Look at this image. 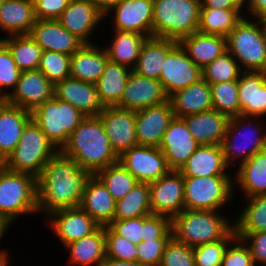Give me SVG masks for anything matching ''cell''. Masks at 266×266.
<instances>
[{
	"label": "cell",
	"instance_id": "obj_1",
	"mask_svg": "<svg viewBox=\"0 0 266 266\" xmlns=\"http://www.w3.org/2000/svg\"><path fill=\"white\" fill-rule=\"evenodd\" d=\"M90 177L89 172L59 151L37 178L38 214L45 218L56 210L79 207Z\"/></svg>",
	"mask_w": 266,
	"mask_h": 266
},
{
	"label": "cell",
	"instance_id": "obj_2",
	"mask_svg": "<svg viewBox=\"0 0 266 266\" xmlns=\"http://www.w3.org/2000/svg\"><path fill=\"white\" fill-rule=\"evenodd\" d=\"M60 152L91 175L118 162L99 116H86L69 135Z\"/></svg>",
	"mask_w": 266,
	"mask_h": 266
},
{
	"label": "cell",
	"instance_id": "obj_3",
	"mask_svg": "<svg viewBox=\"0 0 266 266\" xmlns=\"http://www.w3.org/2000/svg\"><path fill=\"white\" fill-rule=\"evenodd\" d=\"M223 212L184 209L171 218L172 237L190 247L222 240L234 229L233 216Z\"/></svg>",
	"mask_w": 266,
	"mask_h": 266
},
{
	"label": "cell",
	"instance_id": "obj_4",
	"mask_svg": "<svg viewBox=\"0 0 266 266\" xmlns=\"http://www.w3.org/2000/svg\"><path fill=\"white\" fill-rule=\"evenodd\" d=\"M266 119L252 116L229 118L221 143L227 166L236 170L257 152L266 149Z\"/></svg>",
	"mask_w": 266,
	"mask_h": 266
},
{
	"label": "cell",
	"instance_id": "obj_5",
	"mask_svg": "<svg viewBox=\"0 0 266 266\" xmlns=\"http://www.w3.org/2000/svg\"><path fill=\"white\" fill-rule=\"evenodd\" d=\"M201 0H153V37L180 42L198 31Z\"/></svg>",
	"mask_w": 266,
	"mask_h": 266
},
{
	"label": "cell",
	"instance_id": "obj_6",
	"mask_svg": "<svg viewBox=\"0 0 266 266\" xmlns=\"http://www.w3.org/2000/svg\"><path fill=\"white\" fill-rule=\"evenodd\" d=\"M226 47L242 71L266 72L264 20L244 16L226 36Z\"/></svg>",
	"mask_w": 266,
	"mask_h": 266
},
{
	"label": "cell",
	"instance_id": "obj_7",
	"mask_svg": "<svg viewBox=\"0 0 266 266\" xmlns=\"http://www.w3.org/2000/svg\"><path fill=\"white\" fill-rule=\"evenodd\" d=\"M38 215L37 178L4 168L0 172V218L10 227L20 217Z\"/></svg>",
	"mask_w": 266,
	"mask_h": 266
},
{
	"label": "cell",
	"instance_id": "obj_8",
	"mask_svg": "<svg viewBox=\"0 0 266 266\" xmlns=\"http://www.w3.org/2000/svg\"><path fill=\"white\" fill-rule=\"evenodd\" d=\"M59 151L31 119L24 127L18 145L5 159V168L38 178L45 164Z\"/></svg>",
	"mask_w": 266,
	"mask_h": 266
},
{
	"label": "cell",
	"instance_id": "obj_9",
	"mask_svg": "<svg viewBox=\"0 0 266 266\" xmlns=\"http://www.w3.org/2000/svg\"><path fill=\"white\" fill-rule=\"evenodd\" d=\"M234 199L233 176L184 178V209L225 211Z\"/></svg>",
	"mask_w": 266,
	"mask_h": 266
},
{
	"label": "cell",
	"instance_id": "obj_10",
	"mask_svg": "<svg viewBox=\"0 0 266 266\" xmlns=\"http://www.w3.org/2000/svg\"><path fill=\"white\" fill-rule=\"evenodd\" d=\"M31 115L41 131L59 150L86 117L70 103L59 100L54 95L32 111Z\"/></svg>",
	"mask_w": 266,
	"mask_h": 266
},
{
	"label": "cell",
	"instance_id": "obj_11",
	"mask_svg": "<svg viewBox=\"0 0 266 266\" xmlns=\"http://www.w3.org/2000/svg\"><path fill=\"white\" fill-rule=\"evenodd\" d=\"M112 30L135 32L153 37V0H120L105 16ZM111 17V18H110ZM112 21V22H111ZM105 28V29H104Z\"/></svg>",
	"mask_w": 266,
	"mask_h": 266
},
{
	"label": "cell",
	"instance_id": "obj_12",
	"mask_svg": "<svg viewBox=\"0 0 266 266\" xmlns=\"http://www.w3.org/2000/svg\"><path fill=\"white\" fill-rule=\"evenodd\" d=\"M118 161L138 182L142 183L155 182L171 170L158 147L137 145L124 151L118 157Z\"/></svg>",
	"mask_w": 266,
	"mask_h": 266
},
{
	"label": "cell",
	"instance_id": "obj_13",
	"mask_svg": "<svg viewBox=\"0 0 266 266\" xmlns=\"http://www.w3.org/2000/svg\"><path fill=\"white\" fill-rule=\"evenodd\" d=\"M161 67L159 81L168 96L202 79V69L189 58L180 43L167 53Z\"/></svg>",
	"mask_w": 266,
	"mask_h": 266
},
{
	"label": "cell",
	"instance_id": "obj_14",
	"mask_svg": "<svg viewBox=\"0 0 266 266\" xmlns=\"http://www.w3.org/2000/svg\"><path fill=\"white\" fill-rule=\"evenodd\" d=\"M57 20L85 44L97 43L96 35L102 30L101 25L106 23L103 14L87 0L70 1Z\"/></svg>",
	"mask_w": 266,
	"mask_h": 266
},
{
	"label": "cell",
	"instance_id": "obj_15",
	"mask_svg": "<svg viewBox=\"0 0 266 266\" xmlns=\"http://www.w3.org/2000/svg\"><path fill=\"white\" fill-rule=\"evenodd\" d=\"M150 206L153 214L172 218L184 210V177L178 170L149 184Z\"/></svg>",
	"mask_w": 266,
	"mask_h": 266
},
{
	"label": "cell",
	"instance_id": "obj_16",
	"mask_svg": "<svg viewBox=\"0 0 266 266\" xmlns=\"http://www.w3.org/2000/svg\"><path fill=\"white\" fill-rule=\"evenodd\" d=\"M44 219L49 223L46 226H50V231L63 247L90 235L100 227L80 207L56 210Z\"/></svg>",
	"mask_w": 266,
	"mask_h": 266
},
{
	"label": "cell",
	"instance_id": "obj_17",
	"mask_svg": "<svg viewBox=\"0 0 266 266\" xmlns=\"http://www.w3.org/2000/svg\"><path fill=\"white\" fill-rule=\"evenodd\" d=\"M54 95V85L40 70L22 71L16 86L4 99L10 105L34 111Z\"/></svg>",
	"mask_w": 266,
	"mask_h": 266
},
{
	"label": "cell",
	"instance_id": "obj_18",
	"mask_svg": "<svg viewBox=\"0 0 266 266\" xmlns=\"http://www.w3.org/2000/svg\"><path fill=\"white\" fill-rule=\"evenodd\" d=\"M115 154L119 157L124 151L138 145L136 140V111L117 106L105 107L98 115Z\"/></svg>",
	"mask_w": 266,
	"mask_h": 266
},
{
	"label": "cell",
	"instance_id": "obj_19",
	"mask_svg": "<svg viewBox=\"0 0 266 266\" xmlns=\"http://www.w3.org/2000/svg\"><path fill=\"white\" fill-rule=\"evenodd\" d=\"M198 146L185 120L174 117L163 134L158 148L163 152L168 167L179 171Z\"/></svg>",
	"mask_w": 266,
	"mask_h": 266
},
{
	"label": "cell",
	"instance_id": "obj_20",
	"mask_svg": "<svg viewBox=\"0 0 266 266\" xmlns=\"http://www.w3.org/2000/svg\"><path fill=\"white\" fill-rule=\"evenodd\" d=\"M168 101L161 82L131 71L127 78L123 96L116 105L122 109L138 111Z\"/></svg>",
	"mask_w": 266,
	"mask_h": 266
},
{
	"label": "cell",
	"instance_id": "obj_21",
	"mask_svg": "<svg viewBox=\"0 0 266 266\" xmlns=\"http://www.w3.org/2000/svg\"><path fill=\"white\" fill-rule=\"evenodd\" d=\"M173 118L174 113L169 100L136 111L135 130L138 145L159 147L163 134Z\"/></svg>",
	"mask_w": 266,
	"mask_h": 266
},
{
	"label": "cell",
	"instance_id": "obj_22",
	"mask_svg": "<svg viewBox=\"0 0 266 266\" xmlns=\"http://www.w3.org/2000/svg\"><path fill=\"white\" fill-rule=\"evenodd\" d=\"M29 35L43 51H54L70 56L85 44L65 29L57 19H37Z\"/></svg>",
	"mask_w": 266,
	"mask_h": 266
},
{
	"label": "cell",
	"instance_id": "obj_23",
	"mask_svg": "<svg viewBox=\"0 0 266 266\" xmlns=\"http://www.w3.org/2000/svg\"><path fill=\"white\" fill-rule=\"evenodd\" d=\"M54 96L70 103L86 116H98L105 108L94 83L72 77L65 78L54 85Z\"/></svg>",
	"mask_w": 266,
	"mask_h": 266
},
{
	"label": "cell",
	"instance_id": "obj_24",
	"mask_svg": "<svg viewBox=\"0 0 266 266\" xmlns=\"http://www.w3.org/2000/svg\"><path fill=\"white\" fill-rule=\"evenodd\" d=\"M233 172L234 197L239 196L238 193H241L240 198L266 195V149L254 154Z\"/></svg>",
	"mask_w": 266,
	"mask_h": 266
},
{
	"label": "cell",
	"instance_id": "obj_25",
	"mask_svg": "<svg viewBox=\"0 0 266 266\" xmlns=\"http://www.w3.org/2000/svg\"><path fill=\"white\" fill-rule=\"evenodd\" d=\"M240 115L266 119V72L243 71L238 79Z\"/></svg>",
	"mask_w": 266,
	"mask_h": 266
},
{
	"label": "cell",
	"instance_id": "obj_26",
	"mask_svg": "<svg viewBox=\"0 0 266 266\" xmlns=\"http://www.w3.org/2000/svg\"><path fill=\"white\" fill-rule=\"evenodd\" d=\"M179 171L184 178L233 176L225 162L221 145H199Z\"/></svg>",
	"mask_w": 266,
	"mask_h": 266
},
{
	"label": "cell",
	"instance_id": "obj_27",
	"mask_svg": "<svg viewBox=\"0 0 266 266\" xmlns=\"http://www.w3.org/2000/svg\"><path fill=\"white\" fill-rule=\"evenodd\" d=\"M116 201L104 184L95 176L87 180L79 207L99 226H109L114 221Z\"/></svg>",
	"mask_w": 266,
	"mask_h": 266
},
{
	"label": "cell",
	"instance_id": "obj_28",
	"mask_svg": "<svg viewBox=\"0 0 266 266\" xmlns=\"http://www.w3.org/2000/svg\"><path fill=\"white\" fill-rule=\"evenodd\" d=\"M98 44H84L70 57V77L96 83L109 62L105 48ZM102 46V47H101Z\"/></svg>",
	"mask_w": 266,
	"mask_h": 266
},
{
	"label": "cell",
	"instance_id": "obj_29",
	"mask_svg": "<svg viewBox=\"0 0 266 266\" xmlns=\"http://www.w3.org/2000/svg\"><path fill=\"white\" fill-rule=\"evenodd\" d=\"M174 117L183 118L213 109L210 84L203 78L168 96Z\"/></svg>",
	"mask_w": 266,
	"mask_h": 266
},
{
	"label": "cell",
	"instance_id": "obj_30",
	"mask_svg": "<svg viewBox=\"0 0 266 266\" xmlns=\"http://www.w3.org/2000/svg\"><path fill=\"white\" fill-rule=\"evenodd\" d=\"M183 119L199 145H221L229 121L227 116L211 109Z\"/></svg>",
	"mask_w": 266,
	"mask_h": 266
},
{
	"label": "cell",
	"instance_id": "obj_31",
	"mask_svg": "<svg viewBox=\"0 0 266 266\" xmlns=\"http://www.w3.org/2000/svg\"><path fill=\"white\" fill-rule=\"evenodd\" d=\"M31 112L0 100V156L5 160L18 145Z\"/></svg>",
	"mask_w": 266,
	"mask_h": 266
},
{
	"label": "cell",
	"instance_id": "obj_32",
	"mask_svg": "<svg viewBox=\"0 0 266 266\" xmlns=\"http://www.w3.org/2000/svg\"><path fill=\"white\" fill-rule=\"evenodd\" d=\"M36 20L33 0H4L0 7V30L4 37L29 35Z\"/></svg>",
	"mask_w": 266,
	"mask_h": 266
},
{
	"label": "cell",
	"instance_id": "obj_33",
	"mask_svg": "<svg viewBox=\"0 0 266 266\" xmlns=\"http://www.w3.org/2000/svg\"><path fill=\"white\" fill-rule=\"evenodd\" d=\"M66 248V249H65ZM68 250L67 266H99L106 258L105 227L64 246Z\"/></svg>",
	"mask_w": 266,
	"mask_h": 266
},
{
	"label": "cell",
	"instance_id": "obj_34",
	"mask_svg": "<svg viewBox=\"0 0 266 266\" xmlns=\"http://www.w3.org/2000/svg\"><path fill=\"white\" fill-rule=\"evenodd\" d=\"M111 33V39V36H107L110 43L107 42L103 45L104 43L101 41L109 61L132 70L137 62L143 43L148 37L135 32L119 30H113Z\"/></svg>",
	"mask_w": 266,
	"mask_h": 266
},
{
	"label": "cell",
	"instance_id": "obj_35",
	"mask_svg": "<svg viewBox=\"0 0 266 266\" xmlns=\"http://www.w3.org/2000/svg\"><path fill=\"white\" fill-rule=\"evenodd\" d=\"M179 43L201 69L227 51L226 37L199 31L184 37Z\"/></svg>",
	"mask_w": 266,
	"mask_h": 266
},
{
	"label": "cell",
	"instance_id": "obj_36",
	"mask_svg": "<svg viewBox=\"0 0 266 266\" xmlns=\"http://www.w3.org/2000/svg\"><path fill=\"white\" fill-rule=\"evenodd\" d=\"M178 42L166 38L149 37L143 43L137 62L132 69L138 75L159 80L161 66L167 53Z\"/></svg>",
	"mask_w": 266,
	"mask_h": 266
},
{
	"label": "cell",
	"instance_id": "obj_37",
	"mask_svg": "<svg viewBox=\"0 0 266 266\" xmlns=\"http://www.w3.org/2000/svg\"><path fill=\"white\" fill-rule=\"evenodd\" d=\"M131 69L108 62L103 74L95 83L100 101L104 107L116 106L123 96Z\"/></svg>",
	"mask_w": 266,
	"mask_h": 266
},
{
	"label": "cell",
	"instance_id": "obj_38",
	"mask_svg": "<svg viewBox=\"0 0 266 266\" xmlns=\"http://www.w3.org/2000/svg\"><path fill=\"white\" fill-rule=\"evenodd\" d=\"M243 205L233 215L235 233H254L266 231V195L242 198ZM246 202H245V201ZM246 204H245V203Z\"/></svg>",
	"mask_w": 266,
	"mask_h": 266
},
{
	"label": "cell",
	"instance_id": "obj_39",
	"mask_svg": "<svg viewBox=\"0 0 266 266\" xmlns=\"http://www.w3.org/2000/svg\"><path fill=\"white\" fill-rule=\"evenodd\" d=\"M243 17L241 9L200 8L198 31L226 37Z\"/></svg>",
	"mask_w": 266,
	"mask_h": 266
},
{
	"label": "cell",
	"instance_id": "obj_40",
	"mask_svg": "<svg viewBox=\"0 0 266 266\" xmlns=\"http://www.w3.org/2000/svg\"><path fill=\"white\" fill-rule=\"evenodd\" d=\"M21 71L38 70L43 50L30 35L0 37Z\"/></svg>",
	"mask_w": 266,
	"mask_h": 266
},
{
	"label": "cell",
	"instance_id": "obj_41",
	"mask_svg": "<svg viewBox=\"0 0 266 266\" xmlns=\"http://www.w3.org/2000/svg\"><path fill=\"white\" fill-rule=\"evenodd\" d=\"M152 214L149 184L138 182L122 199L116 201L114 221Z\"/></svg>",
	"mask_w": 266,
	"mask_h": 266
},
{
	"label": "cell",
	"instance_id": "obj_42",
	"mask_svg": "<svg viewBox=\"0 0 266 266\" xmlns=\"http://www.w3.org/2000/svg\"><path fill=\"white\" fill-rule=\"evenodd\" d=\"M95 176L104 184L115 201L124 198L138 181L118 161Z\"/></svg>",
	"mask_w": 266,
	"mask_h": 266
},
{
	"label": "cell",
	"instance_id": "obj_43",
	"mask_svg": "<svg viewBox=\"0 0 266 266\" xmlns=\"http://www.w3.org/2000/svg\"><path fill=\"white\" fill-rule=\"evenodd\" d=\"M212 107L228 118L240 115L238 81L211 84Z\"/></svg>",
	"mask_w": 266,
	"mask_h": 266
},
{
	"label": "cell",
	"instance_id": "obj_44",
	"mask_svg": "<svg viewBox=\"0 0 266 266\" xmlns=\"http://www.w3.org/2000/svg\"><path fill=\"white\" fill-rule=\"evenodd\" d=\"M242 72L236 59L226 51L202 68V78L210 85L220 82L238 81Z\"/></svg>",
	"mask_w": 266,
	"mask_h": 266
},
{
	"label": "cell",
	"instance_id": "obj_45",
	"mask_svg": "<svg viewBox=\"0 0 266 266\" xmlns=\"http://www.w3.org/2000/svg\"><path fill=\"white\" fill-rule=\"evenodd\" d=\"M235 238L233 229L222 240L192 247L195 266H221L225 251Z\"/></svg>",
	"mask_w": 266,
	"mask_h": 266
},
{
	"label": "cell",
	"instance_id": "obj_46",
	"mask_svg": "<svg viewBox=\"0 0 266 266\" xmlns=\"http://www.w3.org/2000/svg\"><path fill=\"white\" fill-rule=\"evenodd\" d=\"M70 55L54 51H43L38 70L55 85L57 82L70 77Z\"/></svg>",
	"mask_w": 266,
	"mask_h": 266
},
{
	"label": "cell",
	"instance_id": "obj_47",
	"mask_svg": "<svg viewBox=\"0 0 266 266\" xmlns=\"http://www.w3.org/2000/svg\"><path fill=\"white\" fill-rule=\"evenodd\" d=\"M21 72L16 66L11 52L0 40V100H4L12 92Z\"/></svg>",
	"mask_w": 266,
	"mask_h": 266
},
{
	"label": "cell",
	"instance_id": "obj_48",
	"mask_svg": "<svg viewBox=\"0 0 266 266\" xmlns=\"http://www.w3.org/2000/svg\"><path fill=\"white\" fill-rule=\"evenodd\" d=\"M105 247L106 257L121 261H137V245L117 235L109 226H105Z\"/></svg>",
	"mask_w": 266,
	"mask_h": 266
},
{
	"label": "cell",
	"instance_id": "obj_49",
	"mask_svg": "<svg viewBox=\"0 0 266 266\" xmlns=\"http://www.w3.org/2000/svg\"><path fill=\"white\" fill-rule=\"evenodd\" d=\"M159 266H195L192 247L171 237L165 245Z\"/></svg>",
	"mask_w": 266,
	"mask_h": 266
},
{
	"label": "cell",
	"instance_id": "obj_50",
	"mask_svg": "<svg viewBox=\"0 0 266 266\" xmlns=\"http://www.w3.org/2000/svg\"><path fill=\"white\" fill-rule=\"evenodd\" d=\"M171 237V218L165 215L153 213L143 216L142 241L170 239Z\"/></svg>",
	"mask_w": 266,
	"mask_h": 266
},
{
	"label": "cell",
	"instance_id": "obj_51",
	"mask_svg": "<svg viewBox=\"0 0 266 266\" xmlns=\"http://www.w3.org/2000/svg\"><path fill=\"white\" fill-rule=\"evenodd\" d=\"M221 266H255L248 246L235 238L227 247Z\"/></svg>",
	"mask_w": 266,
	"mask_h": 266
},
{
	"label": "cell",
	"instance_id": "obj_52",
	"mask_svg": "<svg viewBox=\"0 0 266 266\" xmlns=\"http://www.w3.org/2000/svg\"><path fill=\"white\" fill-rule=\"evenodd\" d=\"M169 239L142 241L137 245V261L143 266H159L165 245Z\"/></svg>",
	"mask_w": 266,
	"mask_h": 266
},
{
	"label": "cell",
	"instance_id": "obj_53",
	"mask_svg": "<svg viewBox=\"0 0 266 266\" xmlns=\"http://www.w3.org/2000/svg\"><path fill=\"white\" fill-rule=\"evenodd\" d=\"M248 246L255 266H266V231L235 233Z\"/></svg>",
	"mask_w": 266,
	"mask_h": 266
},
{
	"label": "cell",
	"instance_id": "obj_54",
	"mask_svg": "<svg viewBox=\"0 0 266 266\" xmlns=\"http://www.w3.org/2000/svg\"><path fill=\"white\" fill-rule=\"evenodd\" d=\"M109 227L117 234L126 238L135 245L142 242L143 237V216L113 221Z\"/></svg>",
	"mask_w": 266,
	"mask_h": 266
},
{
	"label": "cell",
	"instance_id": "obj_55",
	"mask_svg": "<svg viewBox=\"0 0 266 266\" xmlns=\"http://www.w3.org/2000/svg\"><path fill=\"white\" fill-rule=\"evenodd\" d=\"M72 0H33L38 20L58 19Z\"/></svg>",
	"mask_w": 266,
	"mask_h": 266
},
{
	"label": "cell",
	"instance_id": "obj_56",
	"mask_svg": "<svg viewBox=\"0 0 266 266\" xmlns=\"http://www.w3.org/2000/svg\"><path fill=\"white\" fill-rule=\"evenodd\" d=\"M244 8L243 15L245 17L266 19V0H247Z\"/></svg>",
	"mask_w": 266,
	"mask_h": 266
},
{
	"label": "cell",
	"instance_id": "obj_57",
	"mask_svg": "<svg viewBox=\"0 0 266 266\" xmlns=\"http://www.w3.org/2000/svg\"><path fill=\"white\" fill-rule=\"evenodd\" d=\"M200 8L240 9L232 0H201Z\"/></svg>",
	"mask_w": 266,
	"mask_h": 266
},
{
	"label": "cell",
	"instance_id": "obj_58",
	"mask_svg": "<svg viewBox=\"0 0 266 266\" xmlns=\"http://www.w3.org/2000/svg\"><path fill=\"white\" fill-rule=\"evenodd\" d=\"M105 16L120 0H87Z\"/></svg>",
	"mask_w": 266,
	"mask_h": 266
},
{
	"label": "cell",
	"instance_id": "obj_59",
	"mask_svg": "<svg viewBox=\"0 0 266 266\" xmlns=\"http://www.w3.org/2000/svg\"><path fill=\"white\" fill-rule=\"evenodd\" d=\"M99 266H143L138 261H121L106 257Z\"/></svg>",
	"mask_w": 266,
	"mask_h": 266
},
{
	"label": "cell",
	"instance_id": "obj_60",
	"mask_svg": "<svg viewBox=\"0 0 266 266\" xmlns=\"http://www.w3.org/2000/svg\"><path fill=\"white\" fill-rule=\"evenodd\" d=\"M11 254L10 251L6 248L2 251H0V266H11L10 263H12L11 260Z\"/></svg>",
	"mask_w": 266,
	"mask_h": 266
},
{
	"label": "cell",
	"instance_id": "obj_61",
	"mask_svg": "<svg viewBox=\"0 0 266 266\" xmlns=\"http://www.w3.org/2000/svg\"><path fill=\"white\" fill-rule=\"evenodd\" d=\"M10 229L11 227L3 219L0 218V246H1V241L3 242L2 239H4L3 236L8 234ZM0 248H1L0 251L4 250L3 247H0Z\"/></svg>",
	"mask_w": 266,
	"mask_h": 266
},
{
	"label": "cell",
	"instance_id": "obj_62",
	"mask_svg": "<svg viewBox=\"0 0 266 266\" xmlns=\"http://www.w3.org/2000/svg\"><path fill=\"white\" fill-rule=\"evenodd\" d=\"M232 1L243 11L247 0H232Z\"/></svg>",
	"mask_w": 266,
	"mask_h": 266
},
{
	"label": "cell",
	"instance_id": "obj_63",
	"mask_svg": "<svg viewBox=\"0 0 266 266\" xmlns=\"http://www.w3.org/2000/svg\"><path fill=\"white\" fill-rule=\"evenodd\" d=\"M5 168V160L0 156V172Z\"/></svg>",
	"mask_w": 266,
	"mask_h": 266
},
{
	"label": "cell",
	"instance_id": "obj_64",
	"mask_svg": "<svg viewBox=\"0 0 266 266\" xmlns=\"http://www.w3.org/2000/svg\"><path fill=\"white\" fill-rule=\"evenodd\" d=\"M264 28H265V32H266V19L264 20Z\"/></svg>",
	"mask_w": 266,
	"mask_h": 266
},
{
	"label": "cell",
	"instance_id": "obj_65",
	"mask_svg": "<svg viewBox=\"0 0 266 266\" xmlns=\"http://www.w3.org/2000/svg\"><path fill=\"white\" fill-rule=\"evenodd\" d=\"M3 1H4V0H0V7L2 6Z\"/></svg>",
	"mask_w": 266,
	"mask_h": 266
}]
</instances>
